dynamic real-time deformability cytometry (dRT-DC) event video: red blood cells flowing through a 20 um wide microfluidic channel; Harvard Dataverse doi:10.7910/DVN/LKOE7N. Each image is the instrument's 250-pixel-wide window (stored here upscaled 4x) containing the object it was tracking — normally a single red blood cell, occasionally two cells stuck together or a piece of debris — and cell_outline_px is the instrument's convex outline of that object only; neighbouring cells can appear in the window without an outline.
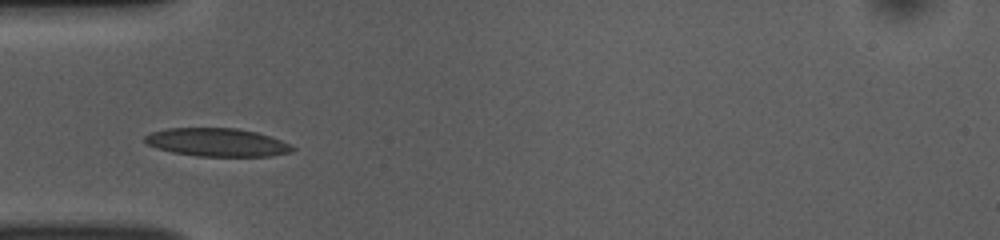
{"species": "common noctule bat (a hibernating species)", "species_latin": "Nyctalus noctula", "temperature_condition": "room temperature", "stored_images_in_passage": 37, "camera_frame_rate_fps": 3000, "um_per_image_px": 0.085, "animal": {"sex": "female", "body_mass_g": 10.0, "forearm_length_mm": 53.1}, "frame": {"image": 1, "passage_image": 1, "time_ms": 0.0, "image_size_px": [1000, 240], "cell_outline_px": [[296, 148], [292, 152], [272, 156], [196, 156], [172, 152], [148, 144], [144, 140], [144, 136], [152, 132], [168, 128], [236, 128], [256, 132], [292, 144]], "centroid_in_image_um": [18.49, 12.1], "position_along_channel_um": 66.5, "area_um2": 24.16}}
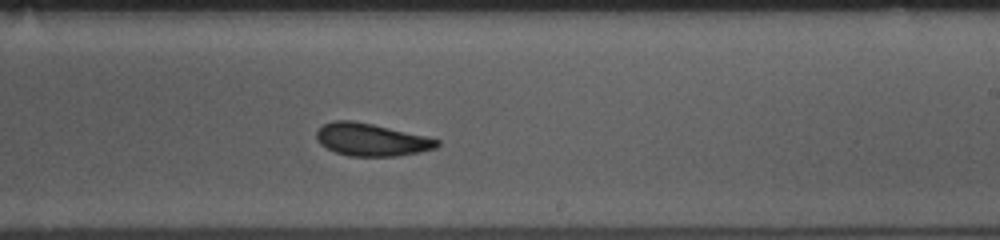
{"frame": {"image": 2, "passage_image": 16, "time_ms": 5.0, "image_size_px": [1000, 240], "cell_outline_px": [[440, 144], [436, 148], [420, 152], [396, 156], [348, 156], [336, 152], [320, 144], [316, 136], [316, 132], [324, 124], [332, 120], [352, 120], [372, 124], [424, 136], [440, 140]], "centroid_in_image_um": [31.55, 11.87], "position_along_channel_um": 257.4, "area_um2": 22.66}}
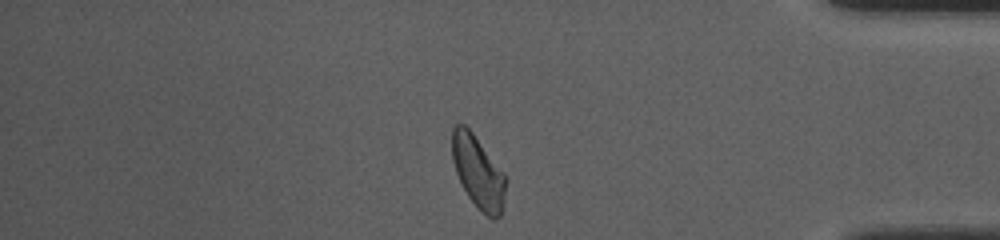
{"frame": {"image": 3, "passage_image": 29, "time_ms": 9.333, "image_size_px": [1000, 240], "cell_outline_px": [[504, 200], [500, 216], [496, 220], [492, 220], [468, 196], [456, 172], [452, 160], [452, 128], [456, 124], [464, 124], [472, 132], [504, 172]], "centroid_in_image_um": [40.62, 14.6], "position_along_channel_um": 394.6, "area_um2": 22.14}, "authors_computed_cell_mechanics": {"area_um2": 23.0044, "velocity_mm_per_s": 3.8181, "shape_relaxation_time_tau1_ms": 4.8455, "shape_relaxation_time_tau2_ms": 3.7984, "deformation_change_tau1": 0.1282, "deformation_change_tau2": 0.0874}}